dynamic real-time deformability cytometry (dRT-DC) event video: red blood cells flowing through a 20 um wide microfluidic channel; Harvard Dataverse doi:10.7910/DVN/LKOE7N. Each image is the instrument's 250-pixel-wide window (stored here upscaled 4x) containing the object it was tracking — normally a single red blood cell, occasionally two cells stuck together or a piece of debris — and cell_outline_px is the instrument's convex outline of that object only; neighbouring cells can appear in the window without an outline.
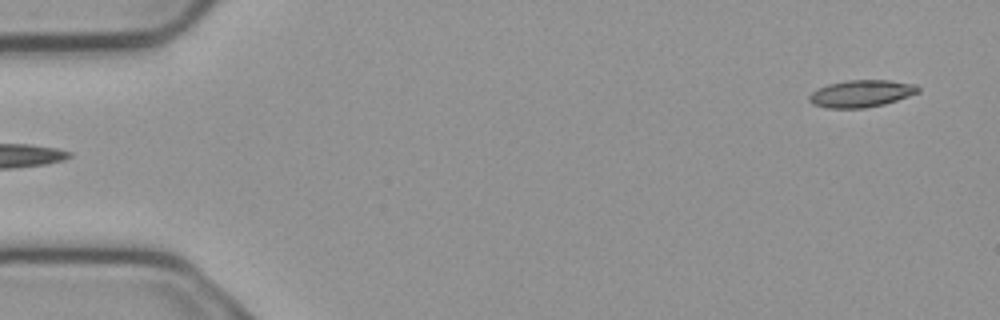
{"species": "common noctule bat (a hibernating species)", "species_latin": "Nyctalus noctula", "temperature_condition": "cold", "stored_images_in_passage": 5, "segment_of_instrument_passage": [2, 2], "camera_frame_rate_fps": 3000, "um_per_image_px": 0.085, "animal": {"sex": "male", "body_mass_g": 23.1, "forearm_length_mm": 52.7}, "frame": {"image": 1, "passage_image": 5, "time_ms": 1.333, "image_size_px": [1000, 320], "cell_outline_px": [[920, 92], [884, 104], [864, 108], [828, 108], [812, 104], [808, 100], [808, 96], [812, 92], [828, 84], [848, 80], [888, 80], [916, 84], [920, 88]], "centroid_in_image_um": [73.21, 7.95], "position_along_channel_um": 11.8, "area_um2": 17.17}}